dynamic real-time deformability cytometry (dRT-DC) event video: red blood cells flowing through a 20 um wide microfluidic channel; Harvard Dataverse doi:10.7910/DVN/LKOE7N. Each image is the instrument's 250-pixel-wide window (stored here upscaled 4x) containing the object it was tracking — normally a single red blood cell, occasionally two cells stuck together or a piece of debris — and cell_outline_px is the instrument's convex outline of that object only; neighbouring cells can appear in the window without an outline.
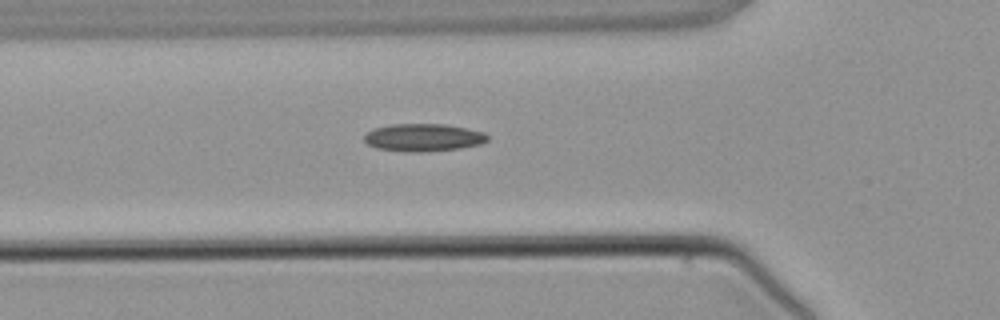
{"species": "common noctule bat (a hibernating species)", "species_latin": "Nyctalus noctula", "temperature_condition": "warm", "stored_images_in_passage": 5, "camera_frame_rate_fps": 3000, "um_per_image_px": 0.085, "animal": {"sex": "male", "body_mass_g": 21.5, "forearm_length_mm": 52.0}, "frame": {"image": 1, "passage_image": 5, "time_ms": 5.0, "image_size_px": [1000, 320], "cell_outline_px": [[488, 140], [480, 144], [460, 148], [428, 152], [404, 152], [376, 148], [368, 144], [364, 140], [364, 136], [372, 128], [392, 124], [444, 124], [484, 132], [488, 136]], "centroid_in_image_um": [35.96, 11.7], "position_along_channel_um": 89.8, "area_um2": 19.94}}